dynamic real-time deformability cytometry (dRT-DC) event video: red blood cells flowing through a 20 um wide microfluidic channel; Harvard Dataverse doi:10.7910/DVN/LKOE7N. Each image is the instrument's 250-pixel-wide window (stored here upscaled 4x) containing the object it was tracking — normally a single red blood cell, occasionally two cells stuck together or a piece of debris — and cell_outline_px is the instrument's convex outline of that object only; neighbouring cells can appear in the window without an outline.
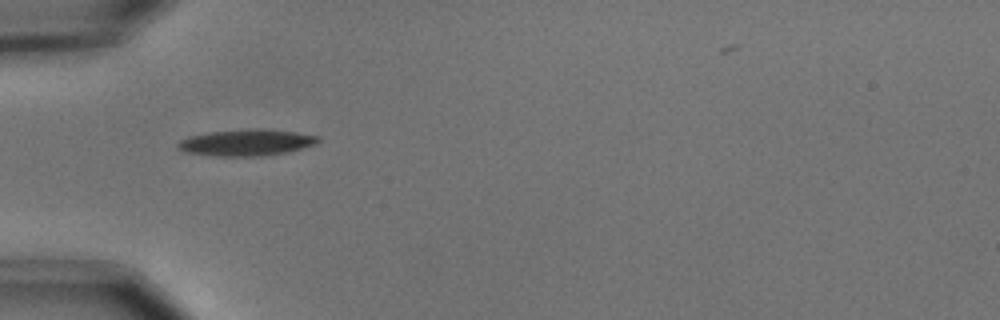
{"species": "common noctule bat (a hibernating species)", "species_latin": "Nyctalus noctula", "temperature_condition": "cold", "stored_images_in_passage": 37, "camera_frame_rate_fps": 3000, "um_per_image_px": 0.085, "animal": {"sex": "male", "body_mass_g": 15.6}, "frame": {"image": 1, "passage_image": 1, "time_ms": 0.0, "image_size_px": [1000, 320], "cell_outline_px": [[320, 140], [316, 144], [288, 152], [264, 156], [216, 156], [184, 152], [176, 144], [180, 140], [188, 136], [208, 132], [252, 128], [292, 132], [320, 136]], "centroid_in_image_um": [20.93, 12.12], "position_along_channel_um": 64.1, "area_um2": 21.56}}
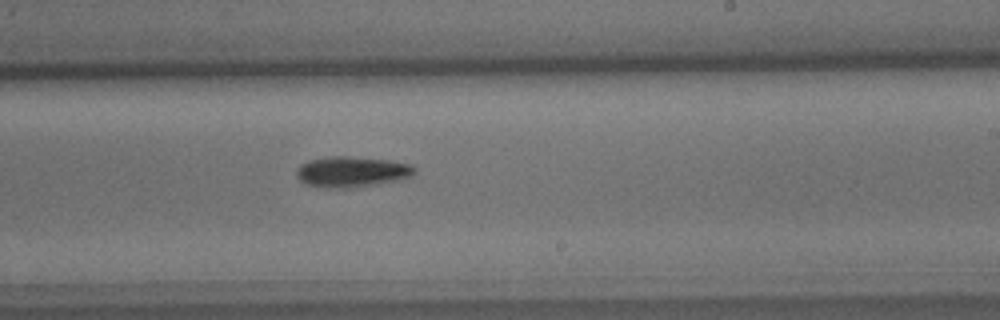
{"frame": {"image": 2, "passage_image": 17, "time_ms": 5.333, "image_size_px": [1000, 320], "cell_outline_px": [[416, 172], [412, 176], [396, 180], [356, 188], [324, 188], [308, 184], [300, 180], [296, 176], [296, 172], [300, 164], [308, 160], [328, 156], [348, 156], [388, 160], [412, 164], [416, 168]], "centroid_in_image_um": [29.9, 14.6], "position_along_channel_um": 259.1, "area_um2": 21.27}}
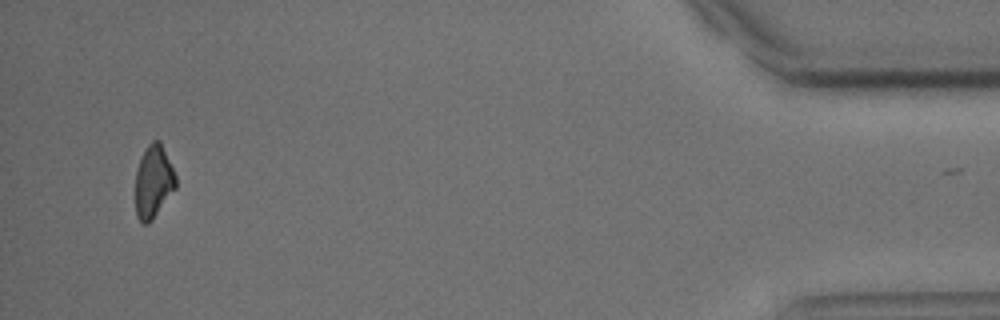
{"frame": {"image": 3, "passage_image": 36, "time_ms": 11.667, "image_size_px": [1000, 320], "cell_outline_px": [[176, 188], [152, 220], [148, 224], [144, 224], [136, 216], [136, 172], [140, 156], [148, 144], [152, 140], [160, 140], [176, 176]], "centroid_in_image_um": [13.04, 15.43], "position_along_channel_um": 422.2, "area_um2": 17.11}}